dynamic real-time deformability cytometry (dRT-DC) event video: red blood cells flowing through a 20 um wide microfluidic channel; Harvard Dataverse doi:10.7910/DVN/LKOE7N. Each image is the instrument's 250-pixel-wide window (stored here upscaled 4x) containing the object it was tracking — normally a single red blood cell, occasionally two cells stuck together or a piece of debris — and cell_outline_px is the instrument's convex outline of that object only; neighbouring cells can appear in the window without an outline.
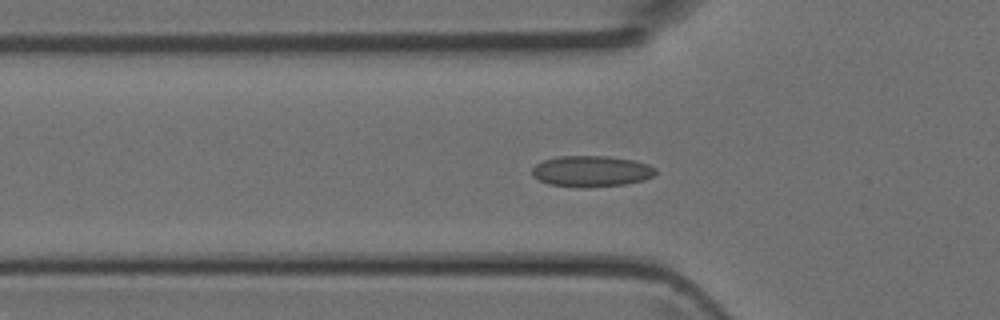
{"species": "Egyptian fruit bat (a non-hibernating species)", "species_latin": "Rousettus aegyptiacus", "temperature_condition": "room temperature", "stored_images_in_passage": 46, "camera_frame_rate_fps": 3000, "um_per_image_px": 0.085, "animal": {"sex": "female"}, "frame": {"image": 1, "passage_image": 15, "time_ms": 4.667, "image_size_px": [1000, 320], "cell_outline_px": [[656, 176], [644, 180], [624, 184], [548, 184], [532, 176], [532, 168], [536, 164], [544, 160], [556, 156], [608, 156], [632, 160], [648, 164], [656, 168]], "centroid_in_image_um": [50.3, 14.49], "position_along_channel_um": 75.5, "area_um2": 21.39}}
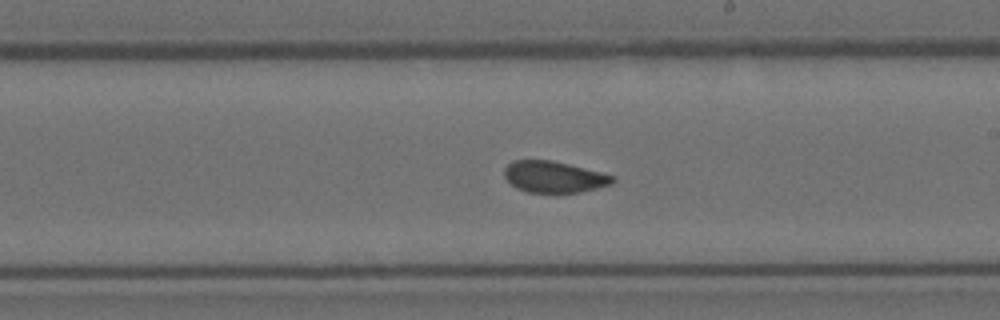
{"frame": {"image": 2, "passage_image": 26, "time_ms": 8.333, "image_size_px": [1000, 320], "cell_outline_px": [[616, 180], [612, 184], [580, 192], [556, 196], [552, 196], [528, 192], [516, 188], [504, 176], [504, 168], [512, 160], [552, 160], [568, 164], [612, 176]], "centroid_in_image_um": [47.04, 15.09], "position_along_channel_um": 242.0, "area_um2": 20.29}}
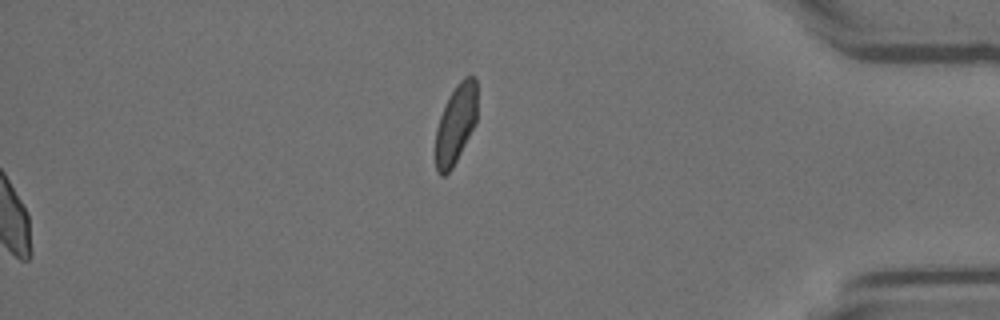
{"frame": {"image": 3, "passage_image": 46, "time_ms": 15.0, "image_size_px": [1000, 320], "cell_outline_px": [[476, 120], [452, 168], [444, 176], [440, 176], [436, 168], [436, 128], [444, 104], [448, 96], [456, 84], [464, 76], [476, 76]], "centroid_in_image_um": [38.72, 10.49], "position_along_channel_um": 396.5, "area_um2": 18.96}}